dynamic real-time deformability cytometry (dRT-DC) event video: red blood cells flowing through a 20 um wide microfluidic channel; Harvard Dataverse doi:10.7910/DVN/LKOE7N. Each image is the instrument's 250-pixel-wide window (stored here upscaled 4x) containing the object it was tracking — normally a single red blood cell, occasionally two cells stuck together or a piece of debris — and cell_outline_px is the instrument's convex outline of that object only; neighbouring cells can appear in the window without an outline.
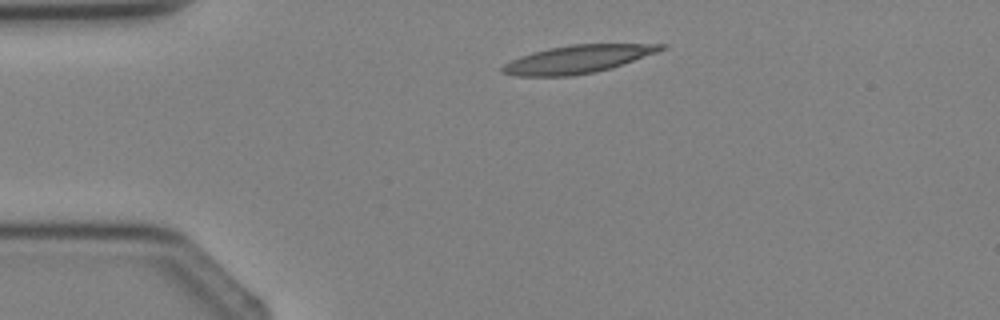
{"species": "Egyptian fruit bat (a non-hibernating species)", "species_latin": "Rousettus aegyptiacus", "temperature_condition": "cold", "stored_images_in_passage": 1, "camera_frame_rate_fps": 3000, "um_per_image_px": 0.085, "animal": {"sex": "female"}, "frame": {"image": 1, "passage_image": 1, "time_ms": 0.0, "image_size_px": [1000, 320], "cell_outline_px": [[668, 48], [612, 68], [596, 72], [568, 76], [516, 76], [500, 72], [500, 68], [504, 64], [520, 56], [532, 52], [548, 48], [572, 44], [668, 44]], "centroid_in_image_um": [49.1, 5.03], "position_along_channel_um": 35.9, "area_um2": 25.84}}